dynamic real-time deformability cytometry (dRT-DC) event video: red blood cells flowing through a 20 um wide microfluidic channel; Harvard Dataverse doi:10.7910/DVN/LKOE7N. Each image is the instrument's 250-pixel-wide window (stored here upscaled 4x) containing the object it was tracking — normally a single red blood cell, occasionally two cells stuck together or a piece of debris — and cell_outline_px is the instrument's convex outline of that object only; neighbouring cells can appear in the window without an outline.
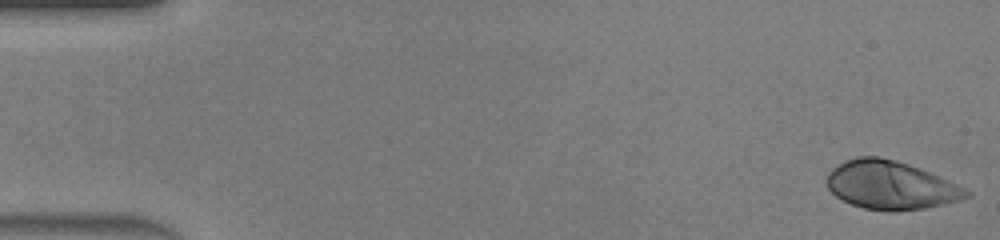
{"species": "human", "species_latin": "Homo sapiens", "temperature_condition": "warm", "stored_images_in_passage": 46, "camera_frame_rate_fps": 3000, "um_per_image_px": 0.085, "donor": {"sex": "male"}, "frame": {"image": 1, "passage_image": 1, "time_ms": 0.0, "image_size_px": [1000, 240], "cell_outline_px": [[968, 196], [960, 200], [944, 204], [924, 208], [896, 212], [888, 212], [864, 208], [852, 204], [836, 196], [828, 188], [824, 180], [828, 172], [832, 168], [856, 156], [880, 156], [896, 160], [908, 164], [940, 176], [964, 188], [968, 192]], "centroid_in_image_um": [75.66, 15.74], "position_along_channel_um": 9.3, "area_um2": 39.3}}
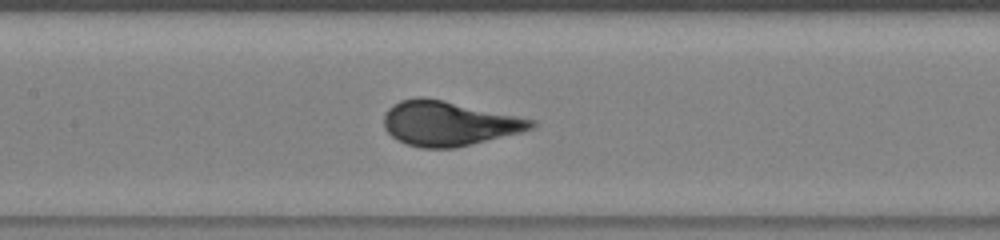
{"frame": {"image": 2, "passage_image": 22, "time_ms": 7.0, "image_size_px": [1000, 240], "cell_outline_px": [[536, 124], [532, 128], [520, 132], [456, 148], [420, 148], [396, 140], [384, 128], [384, 112], [392, 104], [400, 100], [416, 96], [420, 96], [444, 100], [536, 120]], "centroid_in_image_um": [38.09, 10.48], "position_along_channel_um": 169.3, "area_um2": 38.38}}
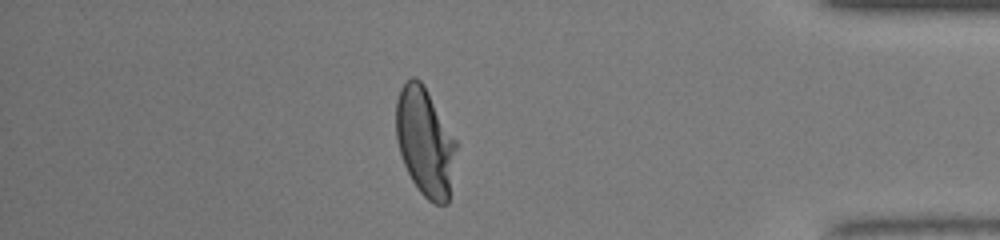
{"frame": {"image": 3, "passage_image": 40, "time_ms": 13.0, "image_size_px": [1000, 240], "cell_outline_px": [[456, 148], [448, 204], [436, 204], [428, 200], [420, 192], [412, 180], [404, 164], [396, 140], [396, 100], [400, 88], [412, 76], [416, 76], [424, 84], [456, 140]], "centroid_in_image_um": [36.11, 12.04], "position_along_channel_um": 399.1, "area_um2": 37.8}, "authors_computed_cell_mechanics": {"area_um2": 38.0324, "velocity_mm_per_s": 4.4243, "shape_relaxation_time_tau1_ms": 2.9412, "shape_relaxation_time_tau2_ms": null, "deformation_change_tau1": 0.1962, "deformation_change_tau2": null}}